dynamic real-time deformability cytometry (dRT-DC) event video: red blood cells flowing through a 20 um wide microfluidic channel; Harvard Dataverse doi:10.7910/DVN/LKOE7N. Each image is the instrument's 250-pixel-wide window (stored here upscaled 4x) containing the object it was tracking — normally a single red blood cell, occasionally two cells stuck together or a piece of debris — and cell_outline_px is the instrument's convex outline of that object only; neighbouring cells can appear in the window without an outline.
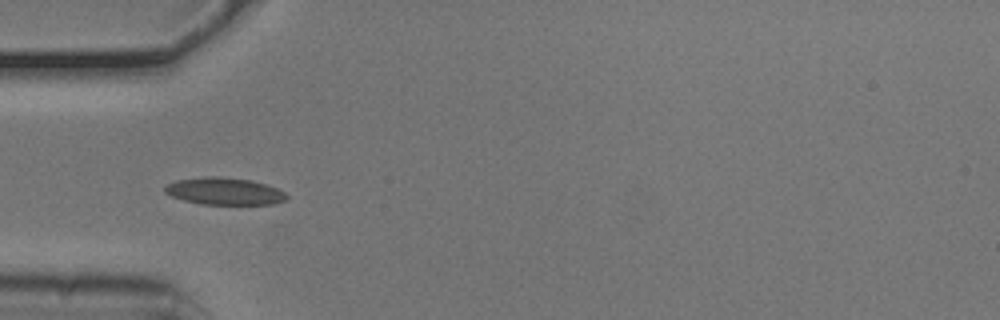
{"species": "common noctule bat (a hibernating species)", "species_latin": "Nyctalus noctula", "temperature_condition": "cold", "stored_images_in_passage": 6, "camera_frame_rate_fps": 3000, "um_per_image_px": 0.085, "animal": {"sex": "male", "body_mass_g": 20.5, "forearm_length_mm": 52.5}, "frame": {"image": 1, "passage_image": 3, "time_ms": 0.667, "image_size_px": [1000, 320], "cell_outline_px": [[288, 200], [272, 204], [200, 204], [184, 200], [172, 196], [164, 192], [164, 188], [168, 184], [176, 180], [208, 176], [216, 176], [252, 180], [268, 184], [284, 192], [288, 196]], "centroid_in_image_um": [19.1, 16.25], "position_along_channel_um": 65.9, "area_um2": 19.31}}